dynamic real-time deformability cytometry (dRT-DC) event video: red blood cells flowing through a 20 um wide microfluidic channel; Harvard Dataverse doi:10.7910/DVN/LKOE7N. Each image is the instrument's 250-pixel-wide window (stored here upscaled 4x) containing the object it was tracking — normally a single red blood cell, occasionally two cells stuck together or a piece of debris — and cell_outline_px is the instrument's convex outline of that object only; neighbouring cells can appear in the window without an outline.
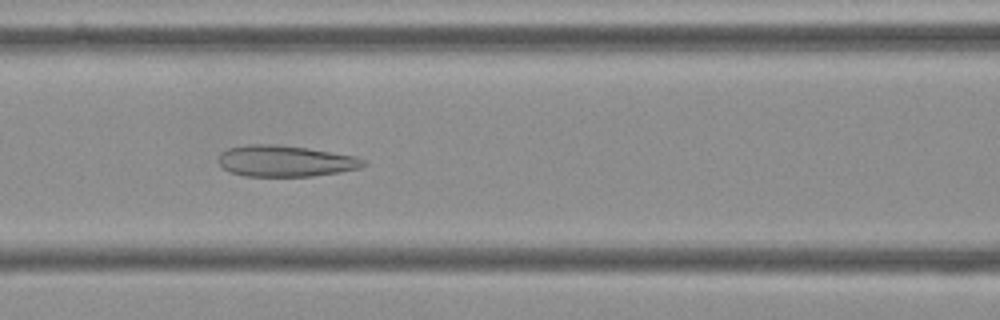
{"species": "Egyptian fruit bat (a non-hibernating species)", "species_latin": "Rousettus aegyptiacus", "temperature_condition": "cold", "stored_images_in_passage": 51, "camera_frame_rate_fps": 3000, "um_per_image_px": 0.085, "frame": {"image": 1, "passage_image": 19, "time_ms": 6.0, "image_size_px": [1000, 320], "cell_outline_px": [[368, 164], [360, 168], [340, 172], [312, 176], [244, 176], [232, 172], [224, 168], [216, 160], [220, 152], [228, 148], [248, 144], [268, 144], [308, 148], [356, 156], [364, 160]], "centroid_in_image_um": [24.25, 13.69], "position_along_channel_um": 142.4, "area_um2": 26.41}}
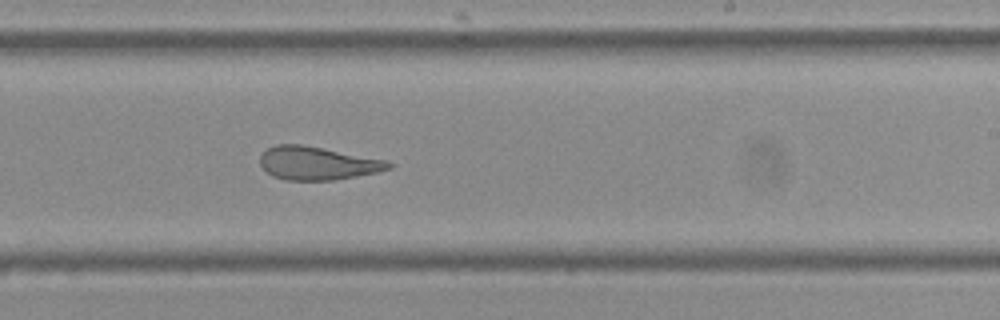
{"frame": {"image": 2, "passage_image": 29, "time_ms": 9.333, "image_size_px": [1000, 320], "cell_outline_px": [[392, 168], [376, 172], [356, 176], [332, 180], [284, 180], [272, 176], [260, 164], [260, 156], [268, 148], [276, 144], [300, 144], [324, 148], [388, 160], [392, 164]], "centroid_in_image_um": [26.98, 13.87], "position_along_channel_um": 262.0, "area_um2": 24.85}}
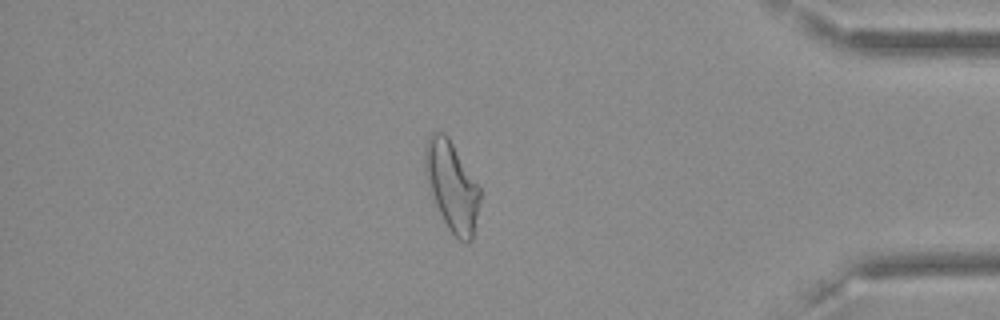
{"frame": {"image": 3, "passage_image": 43, "time_ms": 14.0, "image_size_px": [1000, 320], "cell_outline_px": [[480, 200], [472, 240], [468, 244], [460, 240], [448, 228], [436, 204], [428, 180], [424, 164], [424, 152], [428, 136], [432, 132], [444, 132], [448, 136], [480, 188]], "centroid_in_image_um": [38.42, 15.8], "position_along_channel_um": 396.8, "area_um2": 27.98}, "authors_computed_cell_mechanics": {"area_um2": 28.0908, "velocity_mm_per_s": 3.595, "shape_relaxation_time_tau1_ms": null, "shape_relaxation_time_tau2_ms": 2.0866, "deformation_change_tau1": null, "deformation_change_tau2": 0.1177}}